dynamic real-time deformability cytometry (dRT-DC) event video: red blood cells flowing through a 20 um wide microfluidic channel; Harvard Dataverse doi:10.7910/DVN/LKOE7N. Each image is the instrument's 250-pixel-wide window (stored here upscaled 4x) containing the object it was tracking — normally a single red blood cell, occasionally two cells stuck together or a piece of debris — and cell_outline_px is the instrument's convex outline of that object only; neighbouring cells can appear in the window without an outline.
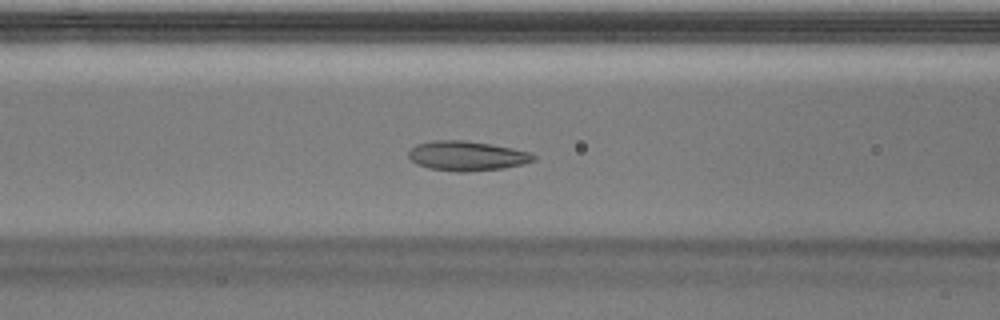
{"species": "Egyptian fruit bat (a non-hibernating species)", "species_latin": "Rousettus aegyptiacus", "temperature_condition": "warm", "stored_images_in_passage": 37, "camera_frame_rate_fps": 3000, "um_per_image_px": 0.085, "animal": {"sex": "male"}, "frame": {"image": 1, "passage_image": 7, "time_ms": 2.0, "image_size_px": [1000, 320], "cell_outline_px": [[536, 160], [504, 168], [468, 172], [456, 172], [428, 168], [416, 164], [408, 156], [408, 152], [416, 144], [432, 140], [464, 140], [512, 148], [528, 152], [536, 156]], "centroid_in_image_um": [39.65, 13.25], "position_along_channel_um": 127.0, "area_um2": 21.56}}
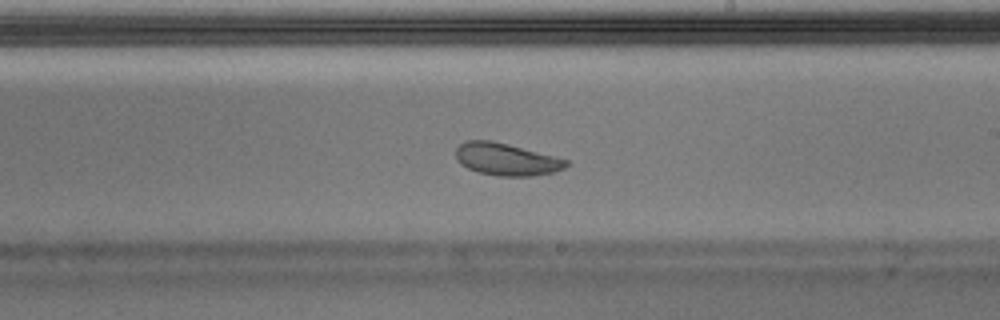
{"frame": {"image": 2, "passage_image": 16, "time_ms": 5.0, "image_size_px": [1000, 320], "cell_outline_px": [[568, 164], [564, 168], [552, 172], [532, 176], [496, 176], [480, 172], [468, 168], [460, 164], [456, 160], [456, 148], [460, 144], [468, 140], [492, 140], [508, 144], [568, 160]], "centroid_in_image_um": [43.0, 13.54], "position_along_channel_um": 246.0, "area_um2": 20.58}}
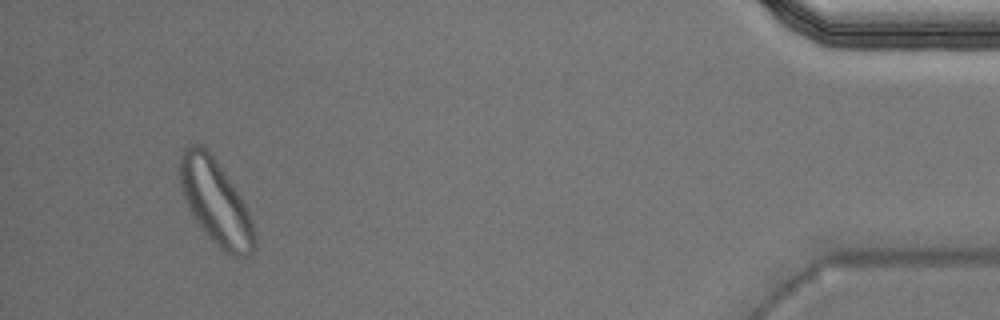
{"frame": {"image": 3, "passage_image": 34, "time_ms": 11.0, "image_size_px": [1000, 320], "cell_outline_px": [[256, 244], [252, 252], [244, 260], [232, 256], [220, 248], [208, 236], [192, 216], [188, 208], [180, 188], [180, 156], [184, 148], [192, 144], [200, 144], [212, 156], [236, 188], [248, 212], [256, 236]], "centroid_in_image_um": [18.33, 17.22], "position_along_channel_um": 416.9, "area_um2": 36.59}, "authors_computed_cell_mechanics": {"area_um2": 21.964, "velocity_mm_per_s": 3.9698, "shape_relaxation_time_tau1_ms": 3.1892, "shape_relaxation_time_tau2_ms": 1.8789, "deformation_change_tau1": 0.1354, "deformation_change_tau2": 0.0825}}